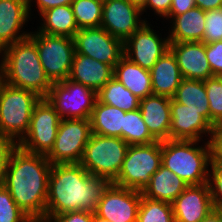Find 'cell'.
Masks as SVG:
<instances>
[{"label":"cell","mask_w":222,"mask_h":222,"mask_svg":"<svg viewBox=\"0 0 222 222\" xmlns=\"http://www.w3.org/2000/svg\"><path fill=\"white\" fill-rule=\"evenodd\" d=\"M32 20L27 0H0V51L28 37L32 30L25 26Z\"/></svg>","instance_id":"ac0fdd59"},{"label":"cell","mask_w":222,"mask_h":222,"mask_svg":"<svg viewBox=\"0 0 222 222\" xmlns=\"http://www.w3.org/2000/svg\"><path fill=\"white\" fill-rule=\"evenodd\" d=\"M61 117L46 98L35 105L28 132L17 144L25 151L47 155L55 142Z\"/></svg>","instance_id":"8fae6325"},{"label":"cell","mask_w":222,"mask_h":222,"mask_svg":"<svg viewBox=\"0 0 222 222\" xmlns=\"http://www.w3.org/2000/svg\"><path fill=\"white\" fill-rule=\"evenodd\" d=\"M161 154L162 165L188 185L208 183L211 164L208 141L164 140L161 141Z\"/></svg>","instance_id":"277c9868"},{"label":"cell","mask_w":222,"mask_h":222,"mask_svg":"<svg viewBox=\"0 0 222 222\" xmlns=\"http://www.w3.org/2000/svg\"><path fill=\"white\" fill-rule=\"evenodd\" d=\"M41 98L34 91L11 86L0 77V136L18 144L28 132L33 109Z\"/></svg>","instance_id":"5b68a950"},{"label":"cell","mask_w":222,"mask_h":222,"mask_svg":"<svg viewBox=\"0 0 222 222\" xmlns=\"http://www.w3.org/2000/svg\"><path fill=\"white\" fill-rule=\"evenodd\" d=\"M91 134L90 119H61L47 159L52 165L80 163Z\"/></svg>","instance_id":"30bf717a"},{"label":"cell","mask_w":222,"mask_h":222,"mask_svg":"<svg viewBox=\"0 0 222 222\" xmlns=\"http://www.w3.org/2000/svg\"><path fill=\"white\" fill-rule=\"evenodd\" d=\"M71 7L79 29L100 27L103 0H74Z\"/></svg>","instance_id":"4dcf8cb0"},{"label":"cell","mask_w":222,"mask_h":222,"mask_svg":"<svg viewBox=\"0 0 222 222\" xmlns=\"http://www.w3.org/2000/svg\"><path fill=\"white\" fill-rule=\"evenodd\" d=\"M196 7L204 11L222 8V0H194Z\"/></svg>","instance_id":"ee69618b"},{"label":"cell","mask_w":222,"mask_h":222,"mask_svg":"<svg viewBox=\"0 0 222 222\" xmlns=\"http://www.w3.org/2000/svg\"><path fill=\"white\" fill-rule=\"evenodd\" d=\"M121 139L128 145L149 144L157 141L150 134L139 109L125 112Z\"/></svg>","instance_id":"f546056e"},{"label":"cell","mask_w":222,"mask_h":222,"mask_svg":"<svg viewBox=\"0 0 222 222\" xmlns=\"http://www.w3.org/2000/svg\"><path fill=\"white\" fill-rule=\"evenodd\" d=\"M125 111L96 101L90 122L91 132L107 137H120Z\"/></svg>","instance_id":"4316f807"},{"label":"cell","mask_w":222,"mask_h":222,"mask_svg":"<svg viewBox=\"0 0 222 222\" xmlns=\"http://www.w3.org/2000/svg\"><path fill=\"white\" fill-rule=\"evenodd\" d=\"M52 164L46 155L25 151L18 145L12 150L3 185L17 206L33 221L46 217L48 178Z\"/></svg>","instance_id":"6da1fadb"},{"label":"cell","mask_w":222,"mask_h":222,"mask_svg":"<svg viewBox=\"0 0 222 222\" xmlns=\"http://www.w3.org/2000/svg\"><path fill=\"white\" fill-rule=\"evenodd\" d=\"M196 7L194 0H172L169 14L162 20L164 23L168 22L179 14L185 13L186 11Z\"/></svg>","instance_id":"7bdbcfd3"},{"label":"cell","mask_w":222,"mask_h":222,"mask_svg":"<svg viewBox=\"0 0 222 222\" xmlns=\"http://www.w3.org/2000/svg\"><path fill=\"white\" fill-rule=\"evenodd\" d=\"M0 77L7 84L45 98L53 83L40 62L36 43L28 36L0 51Z\"/></svg>","instance_id":"3957f363"},{"label":"cell","mask_w":222,"mask_h":222,"mask_svg":"<svg viewBox=\"0 0 222 222\" xmlns=\"http://www.w3.org/2000/svg\"><path fill=\"white\" fill-rule=\"evenodd\" d=\"M171 204L175 222H200L215 209L208 183L189 185Z\"/></svg>","instance_id":"e0dca14e"},{"label":"cell","mask_w":222,"mask_h":222,"mask_svg":"<svg viewBox=\"0 0 222 222\" xmlns=\"http://www.w3.org/2000/svg\"><path fill=\"white\" fill-rule=\"evenodd\" d=\"M200 222H222V209L215 208Z\"/></svg>","instance_id":"f6af8a7d"},{"label":"cell","mask_w":222,"mask_h":222,"mask_svg":"<svg viewBox=\"0 0 222 222\" xmlns=\"http://www.w3.org/2000/svg\"><path fill=\"white\" fill-rule=\"evenodd\" d=\"M150 23L146 22L124 42V56L149 71L170 47L169 37L165 30L156 31L153 29L155 25Z\"/></svg>","instance_id":"7c38bea8"},{"label":"cell","mask_w":222,"mask_h":222,"mask_svg":"<svg viewBox=\"0 0 222 222\" xmlns=\"http://www.w3.org/2000/svg\"><path fill=\"white\" fill-rule=\"evenodd\" d=\"M211 164H222V124L215 125L209 140Z\"/></svg>","instance_id":"f35d334b"},{"label":"cell","mask_w":222,"mask_h":222,"mask_svg":"<svg viewBox=\"0 0 222 222\" xmlns=\"http://www.w3.org/2000/svg\"><path fill=\"white\" fill-rule=\"evenodd\" d=\"M129 1L141 9L146 4L147 0H129Z\"/></svg>","instance_id":"bcb514c9"},{"label":"cell","mask_w":222,"mask_h":222,"mask_svg":"<svg viewBox=\"0 0 222 222\" xmlns=\"http://www.w3.org/2000/svg\"><path fill=\"white\" fill-rule=\"evenodd\" d=\"M170 109L171 126L169 139L209 140L213 126L201 115V111L186 108V105L176 102L173 98L170 100Z\"/></svg>","instance_id":"2e32d148"},{"label":"cell","mask_w":222,"mask_h":222,"mask_svg":"<svg viewBox=\"0 0 222 222\" xmlns=\"http://www.w3.org/2000/svg\"><path fill=\"white\" fill-rule=\"evenodd\" d=\"M188 186L170 169L161 165L141 194L148 199L172 203Z\"/></svg>","instance_id":"cb8c5ba5"},{"label":"cell","mask_w":222,"mask_h":222,"mask_svg":"<svg viewBox=\"0 0 222 222\" xmlns=\"http://www.w3.org/2000/svg\"><path fill=\"white\" fill-rule=\"evenodd\" d=\"M113 77L140 100L153 94L150 71L123 56L114 67Z\"/></svg>","instance_id":"d4e9b609"},{"label":"cell","mask_w":222,"mask_h":222,"mask_svg":"<svg viewBox=\"0 0 222 222\" xmlns=\"http://www.w3.org/2000/svg\"><path fill=\"white\" fill-rule=\"evenodd\" d=\"M111 182L91 175L80 163L52 165L48 178L46 215L95 212Z\"/></svg>","instance_id":"7a4b0ae2"},{"label":"cell","mask_w":222,"mask_h":222,"mask_svg":"<svg viewBox=\"0 0 222 222\" xmlns=\"http://www.w3.org/2000/svg\"><path fill=\"white\" fill-rule=\"evenodd\" d=\"M37 31L48 35L75 37L79 30L71 5H61L45 10L39 15Z\"/></svg>","instance_id":"484cf974"},{"label":"cell","mask_w":222,"mask_h":222,"mask_svg":"<svg viewBox=\"0 0 222 222\" xmlns=\"http://www.w3.org/2000/svg\"><path fill=\"white\" fill-rule=\"evenodd\" d=\"M171 4L172 0H147L146 4L141 8L142 14L144 13L146 14L144 16V19L147 22H150V20H148L150 18H147L146 16L150 17L149 14H151L150 12H152V14L156 16V20L158 19L162 20V18L164 20V18L169 14Z\"/></svg>","instance_id":"74e56055"},{"label":"cell","mask_w":222,"mask_h":222,"mask_svg":"<svg viewBox=\"0 0 222 222\" xmlns=\"http://www.w3.org/2000/svg\"><path fill=\"white\" fill-rule=\"evenodd\" d=\"M210 108V124H222V76H212L204 80Z\"/></svg>","instance_id":"d6a6232c"},{"label":"cell","mask_w":222,"mask_h":222,"mask_svg":"<svg viewBox=\"0 0 222 222\" xmlns=\"http://www.w3.org/2000/svg\"><path fill=\"white\" fill-rule=\"evenodd\" d=\"M161 165V141L129 145L120 173L113 184L142 191Z\"/></svg>","instance_id":"52a82bcc"},{"label":"cell","mask_w":222,"mask_h":222,"mask_svg":"<svg viewBox=\"0 0 222 222\" xmlns=\"http://www.w3.org/2000/svg\"><path fill=\"white\" fill-rule=\"evenodd\" d=\"M75 53H79L113 68L124 56V42L102 27L79 29L74 37Z\"/></svg>","instance_id":"4fadbf2b"},{"label":"cell","mask_w":222,"mask_h":222,"mask_svg":"<svg viewBox=\"0 0 222 222\" xmlns=\"http://www.w3.org/2000/svg\"><path fill=\"white\" fill-rule=\"evenodd\" d=\"M222 41V8L205 11L203 43Z\"/></svg>","instance_id":"e575fe53"},{"label":"cell","mask_w":222,"mask_h":222,"mask_svg":"<svg viewBox=\"0 0 222 222\" xmlns=\"http://www.w3.org/2000/svg\"><path fill=\"white\" fill-rule=\"evenodd\" d=\"M16 145L12 140L0 136V185L4 180L10 154Z\"/></svg>","instance_id":"60d3db41"},{"label":"cell","mask_w":222,"mask_h":222,"mask_svg":"<svg viewBox=\"0 0 222 222\" xmlns=\"http://www.w3.org/2000/svg\"><path fill=\"white\" fill-rule=\"evenodd\" d=\"M153 94L173 98L183 77L173 53L168 50L150 70Z\"/></svg>","instance_id":"603a6c76"},{"label":"cell","mask_w":222,"mask_h":222,"mask_svg":"<svg viewBox=\"0 0 222 222\" xmlns=\"http://www.w3.org/2000/svg\"><path fill=\"white\" fill-rule=\"evenodd\" d=\"M29 37L36 43L43 69L52 83L69 78L75 55L74 38L48 35L32 30Z\"/></svg>","instance_id":"ba28073f"},{"label":"cell","mask_w":222,"mask_h":222,"mask_svg":"<svg viewBox=\"0 0 222 222\" xmlns=\"http://www.w3.org/2000/svg\"><path fill=\"white\" fill-rule=\"evenodd\" d=\"M141 191L111 183L94 212L110 222H137Z\"/></svg>","instance_id":"9a60e30c"},{"label":"cell","mask_w":222,"mask_h":222,"mask_svg":"<svg viewBox=\"0 0 222 222\" xmlns=\"http://www.w3.org/2000/svg\"><path fill=\"white\" fill-rule=\"evenodd\" d=\"M97 101L117 107L125 112L139 109L140 99L112 77L98 92Z\"/></svg>","instance_id":"f1b7e54d"},{"label":"cell","mask_w":222,"mask_h":222,"mask_svg":"<svg viewBox=\"0 0 222 222\" xmlns=\"http://www.w3.org/2000/svg\"><path fill=\"white\" fill-rule=\"evenodd\" d=\"M137 222H175L172 204L141 195Z\"/></svg>","instance_id":"1f68e13d"},{"label":"cell","mask_w":222,"mask_h":222,"mask_svg":"<svg viewBox=\"0 0 222 222\" xmlns=\"http://www.w3.org/2000/svg\"><path fill=\"white\" fill-rule=\"evenodd\" d=\"M43 222H93V212L75 211L59 215H46Z\"/></svg>","instance_id":"ab89813d"},{"label":"cell","mask_w":222,"mask_h":222,"mask_svg":"<svg viewBox=\"0 0 222 222\" xmlns=\"http://www.w3.org/2000/svg\"><path fill=\"white\" fill-rule=\"evenodd\" d=\"M146 22L142 10L129 0H103L100 27L123 42Z\"/></svg>","instance_id":"5bb4252c"},{"label":"cell","mask_w":222,"mask_h":222,"mask_svg":"<svg viewBox=\"0 0 222 222\" xmlns=\"http://www.w3.org/2000/svg\"><path fill=\"white\" fill-rule=\"evenodd\" d=\"M129 145L120 137L92 133L80 164L94 176L113 183L123 165Z\"/></svg>","instance_id":"8992f818"},{"label":"cell","mask_w":222,"mask_h":222,"mask_svg":"<svg viewBox=\"0 0 222 222\" xmlns=\"http://www.w3.org/2000/svg\"><path fill=\"white\" fill-rule=\"evenodd\" d=\"M0 222H33L17 206L3 184L0 185Z\"/></svg>","instance_id":"836d02e7"},{"label":"cell","mask_w":222,"mask_h":222,"mask_svg":"<svg viewBox=\"0 0 222 222\" xmlns=\"http://www.w3.org/2000/svg\"><path fill=\"white\" fill-rule=\"evenodd\" d=\"M165 27L170 42H203L205 31V11L194 7L174 16ZM168 29V30H167Z\"/></svg>","instance_id":"7402d4cb"},{"label":"cell","mask_w":222,"mask_h":222,"mask_svg":"<svg viewBox=\"0 0 222 222\" xmlns=\"http://www.w3.org/2000/svg\"><path fill=\"white\" fill-rule=\"evenodd\" d=\"M206 58L213 76H222V41L206 44Z\"/></svg>","instance_id":"8d00e7d4"},{"label":"cell","mask_w":222,"mask_h":222,"mask_svg":"<svg viewBox=\"0 0 222 222\" xmlns=\"http://www.w3.org/2000/svg\"><path fill=\"white\" fill-rule=\"evenodd\" d=\"M93 222H110L109 220L103 219L99 216H97L94 212H93Z\"/></svg>","instance_id":"7dc6e473"},{"label":"cell","mask_w":222,"mask_h":222,"mask_svg":"<svg viewBox=\"0 0 222 222\" xmlns=\"http://www.w3.org/2000/svg\"><path fill=\"white\" fill-rule=\"evenodd\" d=\"M171 98L156 94L140 100L139 110L150 134L157 141L169 139L171 126Z\"/></svg>","instance_id":"ffe728a7"},{"label":"cell","mask_w":222,"mask_h":222,"mask_svg":"<svg viewBox=\"0 0 222 222\" xmlns=\"http://www.w3.org/2000/svg\"><path fill=\"white\" fill-rule=\"evenodd\" d=\"M208 184L214 207L222 209V164H210Z\"/></svg>","instance_id":"d590c367"},{"label":"cell","mask_w":222,"mask_h":222,"mask_svg":"<svg viewBox=\"0 0 222 222\" xmlns=\"http://www.w3.org/2000/svg\"><path fill=\"white\" fill-rule=\"evenodd\" d=\"M73 1L74 0H27V5H28L30 16H33L35 12L31 8L33 6L36 7V9H38L37 15L39 16L45 10H48L57 6H61V5H71Z\"/></svg>","instance_id":"b9f144b4"},{"label":"cell","mask_w":222,"mask_h":222,"mask_svg":"<svg viewBox=\"0 0 222 222\" xmlns=\"http://www.w3.org/2000/svg\"><path fill=\"white\" fill-rule=\"evenodd\" d=\"M169 50L176 58L180 73L185 79L206 80L212 77L203 42H170Z\"/></svg>","instance_id":"d6986e66"},{"label":"cell","mask_w":222,"mask_h":222,"mask_svg":"<svg viewBox=\"0 0 222 222\" xmlns=\"http://www.w3.org/2000/svg\"><path fill=\"white\" fill-rule=\"evenodd\" d=\"M113 73L111 65L75 53L69 79L98 92L113 77Z\"/></svg>","instance_id":"44dd1931"},{"label":"cell","mask_w":222,"mask_h":222,"mask_svg":"<svg viewBox=\"0 0 222 222\" xmlns=\"http://www.w3.org/2000/svg\"><path fill=\"white\" fill-rule=\"evenodd\" d=\"M45 98L62 119H90L97 92L67 78L53 83Z\"/></svg>","instance_id":"9c48e42d"},{"label":"cell","mask_w":222,"mask_h":222,"mask_svg":"<svg viewBox=\"0 0 222 222\" xmlns=\"http://www.w3.org/2000/svg\"><path fill=\"white\" fill-rule=\"evenodd\" d=\"M173 99L186 105V108L201 111V115L210 123V108L204 80L183 78Z\"/></svg>","instance_id":"83f0119b"}]
</instances>
